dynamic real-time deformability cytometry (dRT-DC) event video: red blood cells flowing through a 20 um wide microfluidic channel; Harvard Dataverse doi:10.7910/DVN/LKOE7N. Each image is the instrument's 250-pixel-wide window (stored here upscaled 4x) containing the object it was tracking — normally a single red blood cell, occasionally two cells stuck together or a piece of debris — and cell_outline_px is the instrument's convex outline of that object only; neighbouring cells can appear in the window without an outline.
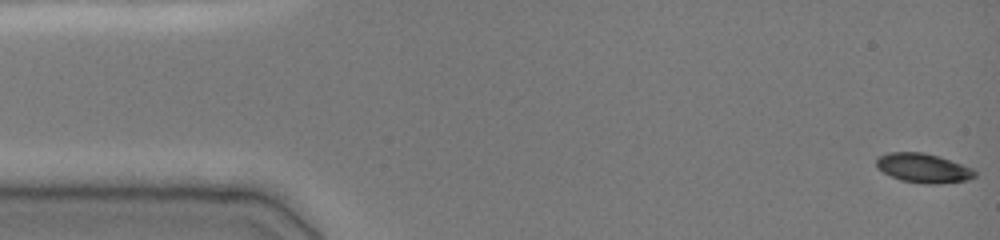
{"species": "common noctule bat (a hibernating species)", "species_latin": "Nyctalus noctula", "temperature_condition": "cold", "stored_images_in_passage": 5, "camera_frame_rate_fps": 3000, "um_per_image_px": 0.085, "animal": {"sex": "female", "body_mass_g": 19.0, "forearm_length_mm": 51.5}, "frame": {"image": 1, "passage_image": 1, "time_ms": 0.0, "image_size_px": [1000, 240], "cell_outline_px": [[976, 176], [968, 180], [936, 184], [924, 184], [900, 180], [876, 168], [876, 160], [880, 156], [888, 152], [924, 152], [940, 156], [972, 168], [976, 172]], "centroid_in_image_um": [78.48, 14.28], "position_along_channel_um": 6.5, "area_um2": 16.88}}
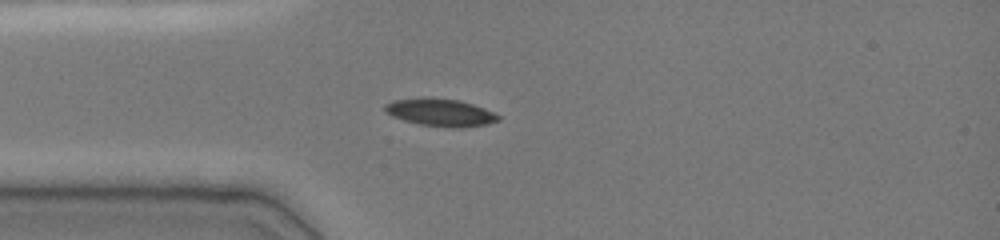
{"frame": {"image": 2, "passage_image": 5, "time_ms": 4.0, "image_size_px": [1000, 240], "cell_outline_px": [[500, 120], [488, 124], [460, 128], [452, 128], [420, 124], [404, 120], [392, 116], [384, 112], [384, 104], [392, 100], [460, 100], [484, 108], [500, 116]], "centroid_in_image_um": [37.47, 9.61], "position_along_channel_um": 47.5, "area_um2": 17.51}}